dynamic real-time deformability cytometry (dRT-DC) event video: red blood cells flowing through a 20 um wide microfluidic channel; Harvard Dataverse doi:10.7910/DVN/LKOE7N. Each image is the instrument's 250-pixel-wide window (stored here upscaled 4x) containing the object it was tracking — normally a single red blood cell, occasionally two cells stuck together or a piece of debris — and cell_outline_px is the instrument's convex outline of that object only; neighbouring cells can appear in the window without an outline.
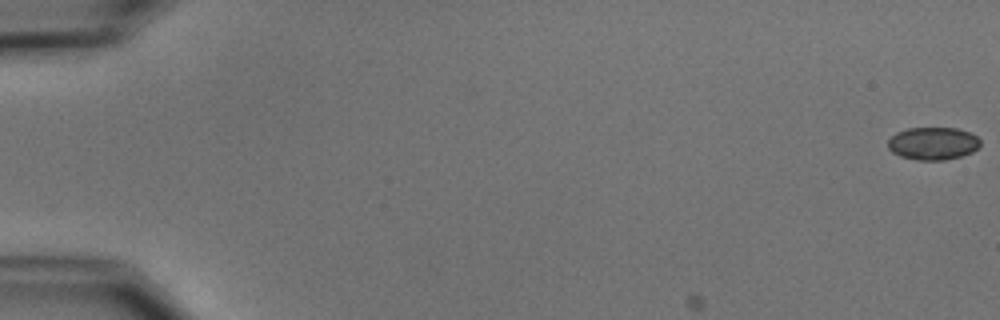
{"species": "common noctule bat (a hibernating species)", "species_latin": "Nyctalus noctula", "temperature_condition": "cold", "stored_images_in_passage": 11, "camera_frame_rate_fps": 3000, "um_per_image_px": 0.085, "animal": {"sex": "male", "body_mass_g": 15.6}, "frame": {"image": 1, "passage_image": 1, "time_ms": 0.0, "image_size_px": [1000, 320], "cell_outline_px": [[980, 144], [972, 152], [960, 156], [944, 160], [920, 160], [900, 156], [892, 152], [888, 148], [888, 140], [896, 132], [908, 128], [956, 128], [968, 132], [976, 136], [980, 140]], "centroid_in_image_um": [79.28, 12.19], "position_along_channel_um": 5.7, "area_um2": 17.46}}